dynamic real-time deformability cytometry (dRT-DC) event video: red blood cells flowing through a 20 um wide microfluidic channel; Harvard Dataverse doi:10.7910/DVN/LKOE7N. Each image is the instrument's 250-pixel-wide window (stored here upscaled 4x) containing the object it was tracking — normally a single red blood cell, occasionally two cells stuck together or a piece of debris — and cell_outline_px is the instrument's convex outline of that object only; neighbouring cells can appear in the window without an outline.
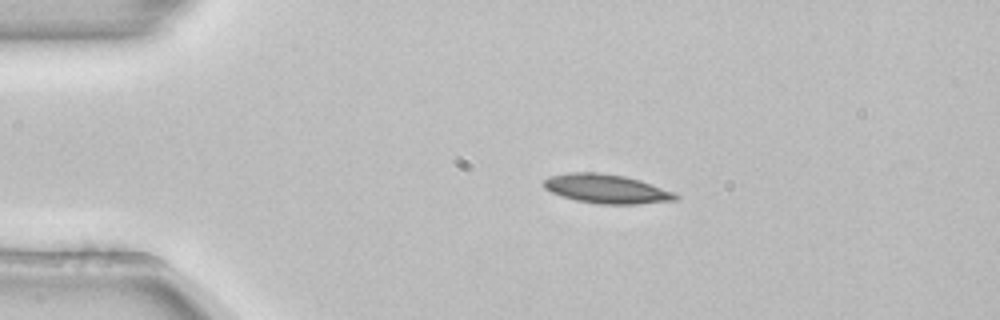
{"species": "common noctule bat (a hibernating species)", "species_latin": "Nyctalus noctula", "temperature_condition": "room temperature", "stored_images_in_passage": 43, "camera_frame_rate_fps": 3000, "um_per_image_px": 0.085, "animal": {"sex": "female", "body_mass_g": 22.7, "forearm_length_mm": 54.2}, "frame": {"image": 1, "passage_image": 1, "time_ms": 0.0, "image_size_px": [1000, 320], "cell_outline_px": [[680, 196], [676, 200], [640, 204], [600, 204], [576, 200], [552, 192], [544, 188], [540, 184], [544, 180], [552, 176], [572, 172], [596, 172], [624, 176], [640, 180], [676, 192]], "centroid_in_image_um": [51.59, 16.05], "position_along_channel_um": 33.4, "area_um2": 22.31}}
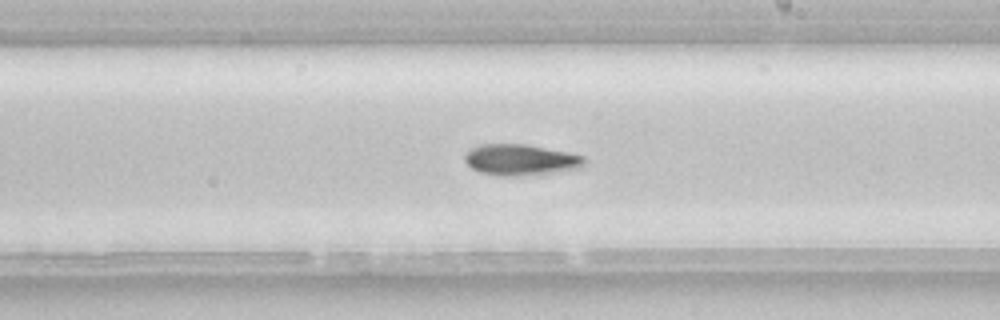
{"frame": {"image": 2, "passage_image": 21, "time_ms": 6.667, "image_size_px": [1000, 320], "cell_outline_px": [[584, 164], [580, 168], [540, 176], [496, 176], [480, 172], [472, 168], [464, 160], [464, 152], [480, 144], [524, 144], [568, 152], [584, 156]], "centroid_in_image_um": [44.26, 13.61], "position_along_channel_um": 244.7, "area_um2": 22.14}}
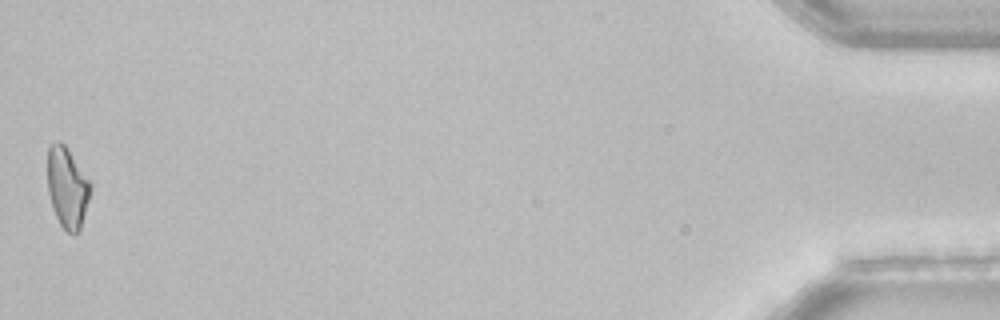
{"frame": {"image": 3, "passage_image": 43, "time_ms": 14.0, "image_size_px": [1000, 320], "cell_outline_px": [[92, 184], [80, 232], [76, 236], [72, 236], [60, 224], [56, 216], [48, 192], [48, 148], [56, 140], [60, 140], [64, 144]], "centroid_in_image_um": [5.72, 15.97], "position_along_channel_um": 429.5, "area_um2": 20.06}}